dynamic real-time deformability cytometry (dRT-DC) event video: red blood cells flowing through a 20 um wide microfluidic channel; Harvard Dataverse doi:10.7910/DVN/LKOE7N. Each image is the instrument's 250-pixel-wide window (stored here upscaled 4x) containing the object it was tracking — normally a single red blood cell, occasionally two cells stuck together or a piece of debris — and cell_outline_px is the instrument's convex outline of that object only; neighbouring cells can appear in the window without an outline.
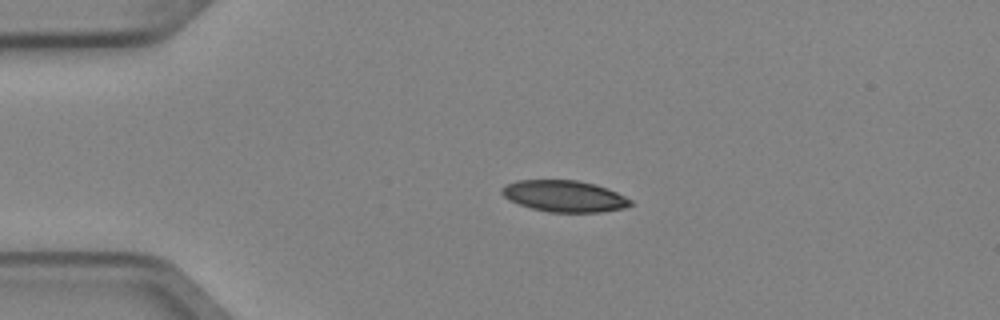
{"species": "Egyptian fruit bat (a non-hibernating species)", "species_latin": "Rousettus aegyptiacus", "temperature_condition": "cold", "stored_images_in_passage": 2, "camera_frame_rate_fps": 3000, "um_per_image_px": 0.085, "animal": {"sex": "female"}, "frame": {"image": 1, "passage_image": 1, "time_ms": 0.0, "image_size_px": [1000, 320], "cell_outline_px": [[632, 204], [624, 208], [600, 212], [548, 212], [532, 208], [520, 204], [504, 196], [500, 192], [500, 188], [516, 180], [576, 180], [596, 184], [608, 188], [632, 200]], "centroid_in_image_um": [47.98, 16.66], "position_along_channel_um": 37.0, "area_um2": 23.47}}